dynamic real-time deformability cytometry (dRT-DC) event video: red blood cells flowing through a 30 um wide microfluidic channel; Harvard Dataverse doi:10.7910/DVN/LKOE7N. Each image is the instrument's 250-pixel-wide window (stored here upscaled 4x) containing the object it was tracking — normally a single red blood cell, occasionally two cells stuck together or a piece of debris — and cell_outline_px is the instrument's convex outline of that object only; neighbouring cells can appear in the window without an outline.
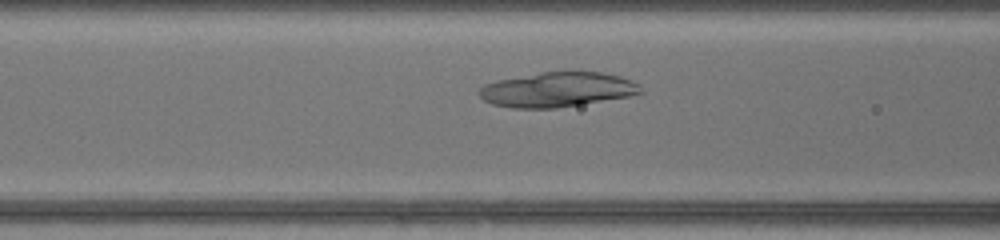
{"species": "common noctule bat (a hibernating species)", "species_latin": "Nyctalus noctula", "temperature_condition": "warm", "stored_images_in_passage": 36, "camera_frame_rate_fps": 3000, "um_per_image_px": 0.085, "animal": {"sex": "female", "body_mass_g": 17.0, "forearm_length_mm": 48.0}, "frame": {"image": 1, "passage_image": 10, "time_ms": 3.0, "image_size_px": [1000, 240], "cell_outline_px": [[644, 92], [628, 96], [556, 108], [512, 108], [492, 104], [484, 100], [480, 96], [480, 88], [484, 84], [496, 80], [540, 72], [604, 72], [620, 76], [632, 80], [640, 84]], "centroid_in_image_um": [47.38, 7.61], "position_along_channel_um": 119.2, "area_um2": 32.66}}
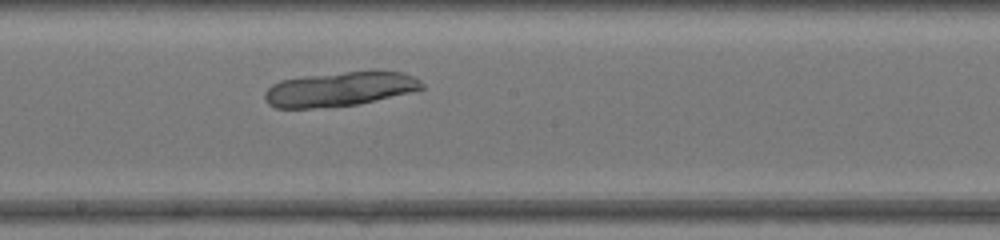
{"frame": {"image": 2, "passage_image": 17, "time_ms": 5.333, "image_size_px": [1000, 240], "cell_outline_px": [[424, 88], [408, 92], [356, 104], [312, 108], [276, 108], [268, 104], [264, 96], [264, 92], [272, 84], [280, 80], [304, 76], [344, 72], [404, 72], [420, 80], [424, 84]], "centroid_in_image_um": [28.8, 7.57], "position_along_channel_um": 219.4, "area_um2": 30.92}}
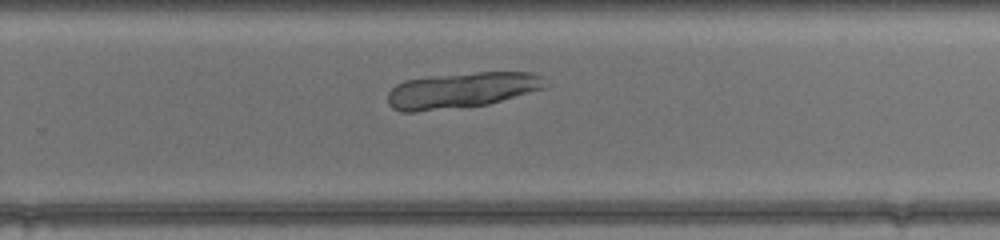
{"frame": {"image": 3, "passage_image": 22, "time_ms": 7.0, "image_size_px": [1000, 240], "cell_outline_px": [[548, 88], [488, 104], [416, 112], [400, 112], [392, 108], [388, 104], [388, 92], [396, 84], [404, 80], [428, 76], [476, 72], [532, 72], [540, 76]], "centroid_in_image_um": [39.21, 7.67], "position_along_channel_um": 290.6, "area_um2": 33.0}}